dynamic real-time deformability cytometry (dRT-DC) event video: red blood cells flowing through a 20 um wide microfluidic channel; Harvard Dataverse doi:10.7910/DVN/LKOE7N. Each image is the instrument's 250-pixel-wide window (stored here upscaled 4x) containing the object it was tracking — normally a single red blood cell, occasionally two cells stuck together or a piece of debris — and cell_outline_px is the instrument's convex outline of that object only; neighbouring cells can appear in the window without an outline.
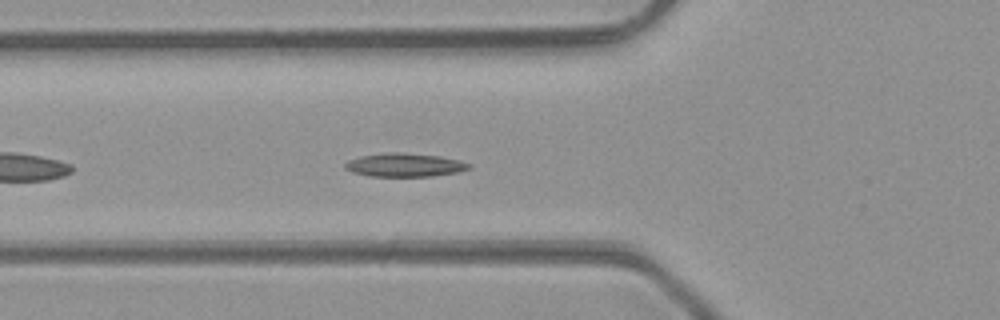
{"species": "common noctule bat (a hibernating species)", "species_latin": "Nyctalus noctula", "temperature_condition": "room temperature", "stored_images_in_passage": 31, "camera_frame_rate_fps": 3000, "um_per_image_px": 0.085, "animal": {"sex": "male", "body_mass_g": 23.1, "forearm_length_mm": 52.7}, "frame": {"image": 1, "passage_image": 6, "time_ms": 1.667, "image_size_px": [1000, 320], "cell_outline_px": [[472, 168], [456, 172], [432, 176], [368, 176], [352, 172], [344, 168], [344, 164], [348, 160], [360, 156], [384, 152], [404, 152], [440, 156], [460, 160], [472, 164]], "centroid_in_image_um": [34.39, 14.01], "position_along_channel_um": 91.4, "area_um2": 17.17}}
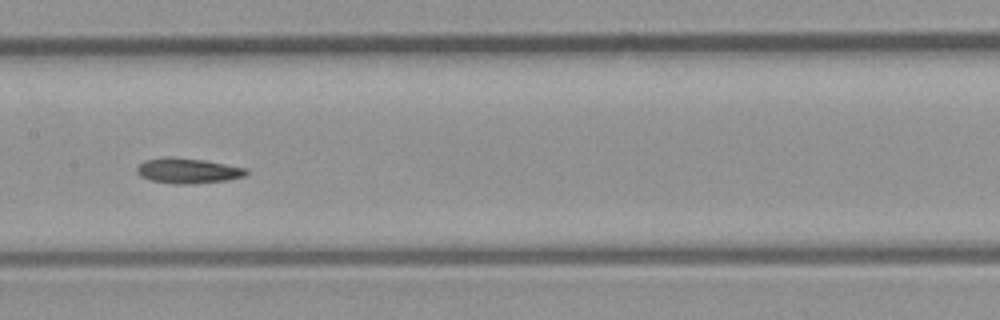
{"frame": {"image": 2, "passage_image": 13, "time_ms": 4.0, "image_size_px": [1000, 320], "cell_outline_px": [[248, 172], [244, 176], [228, 180], [188, 184], [172, 184], [152, 180], [140, 176], [136, 172], [136, 168], [144, 160], [164, 156], [172, 156], [204, 160], [248, 168]], "centroid_in_image_um": [15.95, 14.5], "position_along_channel_um": 191.4, "area_um2": 16.24}}
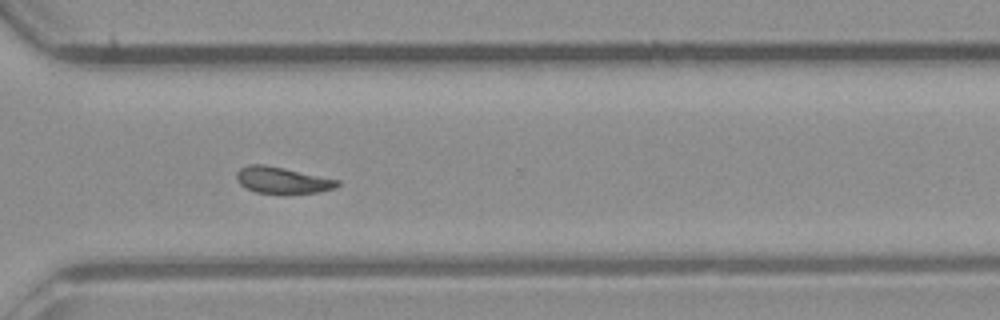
{"frame": {"image": 3, "passage_image": 24, "time_ms": 7.667, "image_size_px": [1000, 320], "cell_outline_px": [[340, 184], [336, 188], [320, 192], [284, 196], [256, 192], [244, 188], [236, 180], [236, 172], [240, 168], [248, 164], [264, 164], [284, 168], [340, 180]], "centroid_in_image_um": [23.99, 15.36], "position_along_channel_um": 346.6, "area_um2": 16.3}, "authors_computed_cell_mechanics": {"area_um2": 15.9528, "velocity_mm_per_s": 4.2515, "shape_relaxation_time_tau1_ms": 7.5865, "shape_relaxation_time_tau2_ms": 4.1784, "deformation_change_tau1": 0.1872, "deformation_change_tau2": 0.0882}}